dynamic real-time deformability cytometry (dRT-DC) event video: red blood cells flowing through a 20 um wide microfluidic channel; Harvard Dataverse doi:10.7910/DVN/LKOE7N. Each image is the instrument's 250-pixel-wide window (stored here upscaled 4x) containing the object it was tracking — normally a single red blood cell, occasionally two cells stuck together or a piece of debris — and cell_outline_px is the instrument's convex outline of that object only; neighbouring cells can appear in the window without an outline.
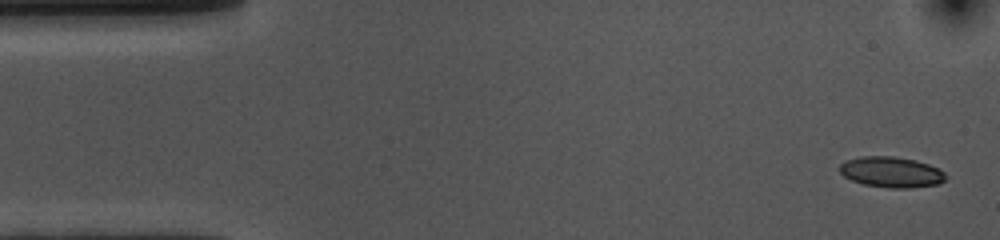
{"species": "common noctule bat (a hibernating species)", "species_latin": "Nyctalus noctula", "temperature_condition": "cold", "stored_images_in_passage": 53, "camera_frame_rate_fps": 3000, "um_per_image_px": 0.085, "animal": {"sex": "female", "body_mass_g": 10.0, "forearm_length_mm": 53.1}, "frame": {"image": 1, "passage_image": 1, "time_ms": 0.0, "image_size_px": [1000, 240], "cell_outline_px": [[948, 176], [940, 184], [908, 188], [888, 188], [864, 184], [852, 180], [844, 176], [840, 172], [840, 164], [848, 160], [860, 156], [892, 156], [916, 160], [940, 168]], "centroid_in_image_um": [75.8, 14.63], "position_along_channel_um": 9.2, "area_um2": 19.02}}
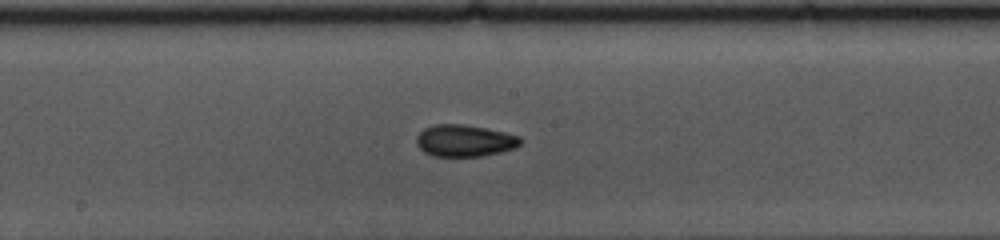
{"frame": {"image": 2, "passage_image": 26, "time_ms": 8.333, "image_size_px": [1000, 240], "cell_outline_px": [[524, 140], [516, 148], [500, 152], [480, 156], [432, 156], [424, 152], [416, 144], [416, 136], [424, 128], [436, 124], [464, 124], [504, 132], [520, 136]], "centroid_in_image_um": [39.49, 11.96], "position_along_channel_um": 208.7, "area_um2": 19.36}}
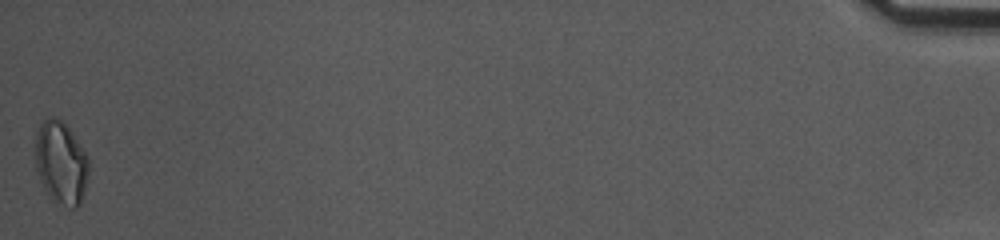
{"frame": {"image": 3, "passage_image": 53, "time_ms": 17.333, "image_size_px": [1000, 240], "cell_outline_px": [[88, 180], [80, 204], [76, 208], [72, 208], [52, 200], [48, 196], [36, 172], [36, 132], [40, 124], [44, 120], [52, 116], [60, 120], [72, 132], [88, 156]], "centroid_in_image_um": [5.19, 13.85], "position_along_channel_um": 430.0, "area_um2": 25.78}, "authors_computed_cell_mechanics": {"area_um2": 18.9584, "velocity_mm_per_s": 3.6156, "shape_relaxation_time_tau1_ms": 5.6332, "shape_relaxation_time_tau2_ms": 3.1096, "deformation_change_tau1": 0.1103, "deformation_change_tau2": 0.075}}